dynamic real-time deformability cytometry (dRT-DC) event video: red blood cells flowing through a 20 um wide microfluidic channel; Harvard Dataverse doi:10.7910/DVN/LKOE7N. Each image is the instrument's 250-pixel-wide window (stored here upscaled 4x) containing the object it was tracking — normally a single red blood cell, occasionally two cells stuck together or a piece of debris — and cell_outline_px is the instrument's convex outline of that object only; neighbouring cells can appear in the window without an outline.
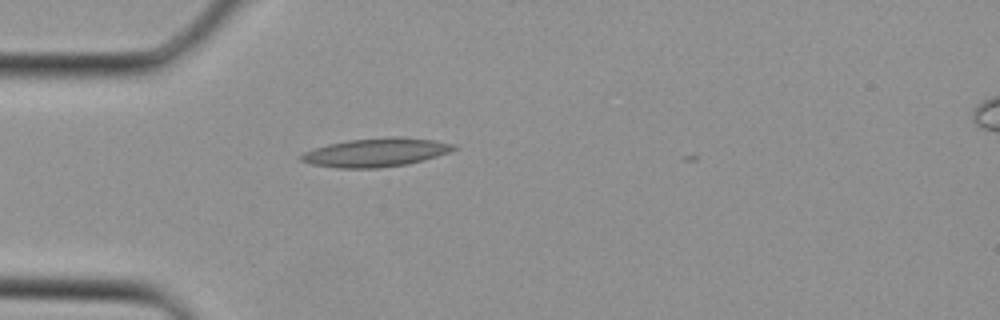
{"species": "Egyptian fruit bat (a non-hibernating species)", "species_latin": "Rousettus aegyptiacus", "temperature_condition": "cold", "stored_images_in_passage": 2, "camera_frame_rate_fps": 3000, "um_per_image_px": 0.085, "animal": {"sex": "female"}, "frame": {"image": 1, "passage_image": 1, "time_ms": 0.0, "image_size_px": [1000, 320], "cell_outline_px": [[460, 148], [424, 160], [408, 164], [380, 168], [336, 168], [312, 164], [300, 160], [300, 156], [304, 152], [328, 144], [348, 140], [388, 136], [396, 136], [432, 140], [456, 144]], "centroid_in_image_um": [31.98, 12.95], "position_along_channel_um": 53.0, "area_um2": 25.49}}